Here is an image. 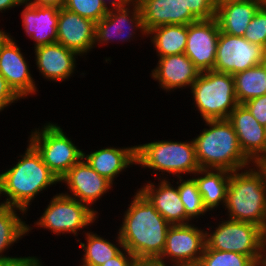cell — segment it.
Listing matches in <instances>:
<instances>
[{
	"mask_svg": "<svg viewBox=\"0 0 266 266\" xmlns=\"http://www.w3.org/2000/svg\"><path fill=\"white\" fill-rule=\"evenodd\" d=\"M84 233L86 244L80 242V247L83 248L85 253L83 254L84 257L81 260L82 265L80 266H101L106 261L115 257L124 247L118 232L116 244L100 237L97 233L89 231Z\"/></svg>",
	"mask_w": 266,
	"mask_h": 266,
	"instance_id": "obj_28",
	"label": "cell"
},
{
	"mask_svg": "<svg viewBox=\"0 0 266 266\" xmlns=\"http://www.w3.org/2000/svg\"><path fill=\"white\" fill-rule=\"evenodd\" d=\"M245 0H213L214 6L217 9L219 6L224 5L226 3H230V2H242Z\"/></svg>",
	"mask_w": 266,
	"mask_h": 266,
	"instance_id": "obj_44",
	"label": "cell"
},
{
	"mask_svg": "<svg viewBox=\"0 0 266 266\" xmlns=\"http://www.w3.org/2000/svg\"><path fill=\"white\" fill-rule=\"evenodd\" d=\"M22 5L23 0H0V12L3 13V11Z\"/></svg>",
	"mask_w": 266,
	"mask_h": 266,
	"instance_id": "obj_41",
	"label": "cell"
},
{
	"mask_svg": "<svg viewBox=\"0 0 266 266\" xmlns=\"http://www.w3.org/2000/svg\"><path fill=\"white\" fill-rule=\"evenodd\" d=\"M23 2L30 5H48L61 8L63 7L65 0H23Z\"/></svg>",
	"mask_w": 266,
	"mask_h": 266,
	"instance_id": "obj_40",
	"label": "cell"
},
{
	"mask_svg": "<svg viewBox=\"0 0 266 266\" xmlns=\"http://www.w3.org/2000/svg\"><path fill=\"white\" fill-rule=\"evenodd\" d=\"M257 0L230 2L216 9V20L221 32L243 36L247 26L259 10Z\"/></svg>",
	"mask_w": 266,
	"mask_h": 266,
	"instance_id": "obj_24",
	"label": "cell"
},
{
	"mask_svg": "<svg viewBox=\"0 0 266 266\" xmlns=\"http://www.w3.org/2000/svg\"><path fill=\"white\" fill-rule=\"evenodd\" d=\"M260 8L266 10V0H257Z\"/></svg>",
	"mask_w": 266,
	"mask_h": 266,
	"instance_id": "obj_47",
	"label": "cell"
},
{
	"mask_svg": "<svg viewBox=\"0 0 266 266\" xmlns=\"http://www.w3.org/2000/svg\"><path fill=\"white\" fill-rule=\"evenodd\" d=\"M83 159L99 174L114 184V179L129 166L137 165L136 145L122 148L106 147L86 154ZM118 175V176H117Z\"/></svg>",
	"mask_w": 266,
	"mask_h": 266,
	"instance_id": "obj_23",
	"label": "cell"
},
{
	"mask_svg": "<svg viewBox=\"0 0 266 266\" xmlns=\"http://www.w3.org/2000/svg\"><path fill=\"white\" fill-rule=\"evenodd\" d=\"M138 29L142 37L147 35L138 3H129L123 8L108 10V13L95 24L94 44L96 46L113 41L128 42L132 36L135 39L134 35Z\"/></svg>",
	"mask_w": 266,
	"mask_h": 266,
	"instance_id": "obj_12",
	"label": "cell"
},
{
	"mask_svg": "<svg viewBox=\"0 0 266 266\" xmlns=\"http://www.w3.org/2000/svg\"><path fill=\"white\" fill-rule=\"evenodd\" d=\"M185 7H188L190 12L198 20L213 19L216 16V8L213 0H181Z\"/></svg>",
	"mask_w": 266,
	"mask_h": 266,
	"instance_id": "obj_34",
	"label": "cell"
},
{
	"mask_svg": "<svg viewBox=\"0 0 266 266\" xmlns=\"http://www.w3.org/2000/svg\"><path fill=\"white\" fill-rule=\"evenodd\" d=\"M0 74L22 99L38 91L26 58L11 35L0 44Z\"/></svg>",
	"mask_w": 266,
	"mask_h": 266,
	"instance_id": "obj_14",
	"label": "cell"
},
{
	"mask_svg": "<svg viewBox=\"0 0 266 266\" xmlns=\"http://www.w3.org/2000/svg\"><path fill=\"white\" fill-rule=\"evenodd\" d=\"M25 6L21 12L26 35L33 39L34 49L57 42V24L60 8L48 5Z\"/></svg>",
	"mask_w": 266,
	"mask_h": 266,
	"instance_id": "obj_19",
	"label": "cell"
},
{
	"mask_svg": "<svg viewBox=\"0 0 266 266\" xmlns=\"http://www.w3.org/2000/svg\"><path fill=\"white\" fill-rule=\"evenodd\" d=\"M97 216L98 212L87 204L59 193L50 200L43 215L34 224L56 235L70 233L77 236L78 230L93 224Z\"/></svg>",
	"mask_w": 266,
	"mask_h": 266,
	"instance_id": "obj_8",
	"label": "cell"
},
{
	"mask_svg": "<svg viewBox=\"0 0 266 266\" xmlns=\"http://www.w3.org/2000/svg\"><path fill=\"white\" fill-rule=\"evenodd\" d=\"M135 266H169V265L159 264L155 261H146V262H137Z\"/></svg>",
	"mask_w": 266,
	"mask_h": 266,
	"instance_id": "obj_45",
	"label": "cell"
},
{
	"mask_svg": "<svg viewBox=\"0 0 266 266\" xmlns=\"http://www.w3.org/2000/svg\"><path fill=\"white\" fill-rule=\"evenodd\" d=\"M255 165L263 172L266 180V155L262 156Z\"/></svg>",
	"mask_w": 266,
	"mask_h": 266,
	"instance_id": "obj_43",
	"label": "cell"
},
{
	"mask_svg": "<svg viewBox=\"0 0 266 266\" xmlns=\"http://www.w3.org/2000/svg\"><path fill=\"white\" fill-rule=\"evenodd\" d=\"M205 246L206 231L201 227H195L193 223L171 225L167 232L164 250L155 262L163 265L169 263V266L199 263Z\"/></svg>",
	"mask_w": 266,
	"mask_h": 266,
	"instance_id": "obj_11",
	"label": "cell"
},
{
	"mask_svg": "<svg viewBox=\"0 0 266 266\" xmlns=\"http://www.w3.org/2000/svg\"><path fill=\"white\" fill-rule=\"evenodd\" d=\"M158 57L184 53L187 41V25L167 24L151 29L147 36Z\"/></svg>",
	"mask_w": 266,
	"mask_h": 266,
	"instance_id": "obj_26",
	"label": "cell"
},
{
	"mask_svg": "<svg viewBox=\"0 0 266 266\" xmlns=\"http://www.w3.org/2000/svg\"><path fill=\"white\" fill-rule=\"evenodd\" d=\"M190 89L195 107L204 121L228 119L239 104L234 77L229 73L214 70L200 72Z\"/></svg>",
	"mask_w": 266,
	"mask_h": 266,
	"instance_id": "obj_6",
	"label": "cell"
},
{
	"mask_svg": "<svg viewBox=\"0 0 266 266\" xmlns=\"http://www.w3.org/2000/svg\"><path fill=\"white\" fill-rule=\"evenodd\" d=\"M20 97L8 85L5 78L0 74V112L10 106L15 101H20Z\"/></svg>",
	"mask_w": 266,
	"mask_h": 266,
	"instance_id": "obj_36",
	"label": "cell"
},
{
	"mask_svg": "<svg viewBox=\"0 0 266 266\" xmlns=\"http://www.w3.org/2000/svg\"><path fill=\"white\" fill-rule=\"evenodd\" d=\"M9 34L3 31V29H0V44L4 41V39L8 36Z\"/></svg>",
	"mask_w": 266,
	"mask_h": 266,
	"instance_id": "obj_46",
	"label": "cell"
},
{
	"mask_svg": "<svg viewBox=\"0 0 266 266\" xmlns=\"http://www.w3.org/2000/svg\"><path fill=\"white\" fill-rule=\"evenodd\" d=\"M255 266H266V230L260 239V247Z\"/></svg>",
	"mask_w": 266,
	"mask_h": 266,
	"instance_id": "obj_39",
	"label": "cell"
},
{
	"mask_svg": "<svg viewBox=\"0 0 266 266\" xmlns=\"http://www.w3.org/2000/svg\"><path fill=\"white\" fill-rule=\"evenodd\" d=\"M137 165L152 169L157 176L161 171L182 177L180 174H195L200 166L196 158L193 139L191 141H154L136 145Z\"/></svg>",
	"mask_w": 266,
	"mask_h": 266,
	"instance_id": "obj_5",
	"label": "cell"
},
{
	"mask_svg": "<svg viewBox=\"0 0 266 266\" xmlns=\"http://www.w3.org/2000/svg\"><path fill=\"white\" fill-rule=\"evenodd\" d=\"M130 3H137L139 0H128Z\"/></svg>",
	"mask_w": 266,
	"mask_h": 266,
	"instance_id": "obj_49",
	"label": "cell"
},
{
	"mask_svg": "<svg viewBox=\"0 0 266 266\" xmlns=\"http://www.w3.org/2000/svg\"><path fill=\"white\" fill-rule=\"evenodd\" d=\"M34 53L39 73L55 82H63L72 77L76 71V58L80 56L58 42L37 47Z\"/></svg>",
	"mask_w": 266,
	"mask_h": 266,
	"instance_id": "obj_21",
	"label": "cell"
},
{
	"mask_svg": "<svg viewBox=\"0 0 266 266\" xmlns=\"http://www.w3.org/2000/svg\"><path fill=\"white\" fill-rule=\"evenodd\" d=\"M63 7L95 23L108 13L102 0H65Z\"/></svg>",
	"mask_w": 266,
	"mask_h": 266,
	"instance_id": "obj_32",
	"label": "cell"
},
{
	"mask_svg": "<svg viewBox=\"0 0 266 266\" xmlns=\"http://www.w3.org/2000/svg\"><path fill=\"white\" fill-rule=\"evenodd\" d=\"M199 264L201 266H255L256 262L250 256L236 252L217 251L206 245Z\"/></svg>",
	"mask_w": 266,
	"mask_h": 266,
	"instance_id": "obj_31",
	"label": "cell"
},
{
	"mask_svg": "<svg viewBox=\"0 0 266 266\" xmlns=\"http://www.w3.org/2000/svg\"><path fill=\"white\" fill-rule=\"evenodd\" d=\"M66 136L56 123H45L42 129L31 131L29 141L40 153L43 162L60 180L83 158V151Z\"/></svg>",
	"mask_w": 266,
	"mask_h": 266,
	"instance_id": "obj_7",
	"label": "cell"
},
{
	"mask_svg": "<svg viewBox=\"0 0 266 266\" xmlns=\"http://www.w3.org/2000/svg\"><path fill=\"white\" fill-rule=\"evenodd\" d=\"M243 105L261 125L266 126V94L253 98Z\"/></svg>",
	"mask_w": 266,
	"mask_h": 266,
	"instance_id": "obj_35",
	"label": "cell"
},
{
	"mask_svg": "<svg viewBox=\"0 0 266 266\" xmlns=\"http://www.w3.org/2000/svg\"><path fill=\"white\" fill-rule=\"evenodd\" d=\"M243 37L249 42L266 49V10L259 8L247 26Z\"/></svg>",
	"mask_w": 266,
	"mask_h": 266,
	"instance_id": "obj_33",
	"label": "cell"
},
{
	"mask_svg": "<svg viewBox=\"0 0 266 266\" xmlns=\"http://www.w3.org/2000/svg\"><path fill=\"white\" fill-rule=\"evenodd\" d=\"M137 259L123 247L115 257L106 261L101 266H135L137 264Z\"/></svg>",
	"mask_w": 266,
	"mask_h": 266,
	"instance_id": "obj_37",
	"label": "cell"
},
{
	"mask_svg": "<svg viewBox=\"0 0 266 266\" xmlns=\"http://www.w3.org/2000/svg\"><path fill=\"white\" fill-rule=\"evenodd\" d=\"M228 120L238 136L243 153L253 164L266 155L265 126L261 125L243 104L236 106Z\"/></svg>",
	"mask_w": 266,
	"mask_h": 266,
	"instance_id": "obj_17",
	"label": "cell"
},
{
	"mask_svg": "<svg viewBox=\"0 0 266 266\" xmlns=\"http://www.w3.org/2000/svg\"><path fill=\"white\" fill-rule=\"evenodd\" d=\"M233 77L239 104L266 94V62L239 72Z\"/></svg>",
	"mask_w": 266,
	"mask_h": 266,
	"instance_id": "obj_29",
	"label": "cell"
},
{
	"mask_svg": "<svg viewBox=\"0 0 266 266\" xmlns=\"http://www.w3.org/2000/svg\"><path fill=\"white\" fill-rule=\"evenodd\" d=\"M17 210L20 214L26 215L23 210L15 207L3 205L0 208V260L11 258L12 256L3 255L4 251L32 230V227L16 213Z\"/></svg>",
	"mask_w": 266,
	"mask_h": 266,
	"instance_id": "obj_27",
	"label": "cell"
},
{
	"mask_svg": "<svg viewBox=\"0 0 266 266\" xmlns=\"http://www.w3.org/2000/svg\"><path fill=\"white\" fill-rule=\"evenodd\" d=\"M170 266H201L199 263H192V264H175Z\"/></svg>",
	"mask_w": 266,
	"mask_h": 266,
	"instance_id": "obj_48",
	"label": "cell"
},
{
	"mask_svg": "<svg viewBox=\"0 0 266 266\" xmlns=\"http://www.w3.org/2000/svg\"><path fill=\"white\" fill-rule=\"evenodd\" d=\"M202 133L193 139L200 169L229 172L250 167L252 161L243 153L236 132L228 119L205 120Z\"/></svg>",
	"mask_w": 266,
	"mask_h": 266,
	"instance_id": "obj_3",
	"label": "cell"
},
{
	"mask_svg": "<svg viewBox=\"0 0 266 266\" xmlns=\"http://www.w3.org/2000/svg\"><path fill=\"white\" fill-rule=\"evenodd\" d=\"M137 3L147 33L167 24L188 25L198 21L181 0H139Z\"/></svg>",
	"mask_w": 266,
	"mask_h": 266,
	"instance_id": "obj_20",
	"label": "cell"
},
{
	"mask_svg": "<svg viewBox=\"0 0 266 266\" xmlns=\"http://www.w3.org/2000/svg\"><path fill=\"white\" fill-rule=\"evenodd\" d=\"M60 182H65L70 191L63 194L87 204L90 208L113 188V183L99 175L83 158L68 170Z\"/></svg>",
	"mask_w": 266,
	"mask_h": 266,
	"instance_id": "obj_15",
	"label": "cell"
},
{
	"mask_svg": "<svg viewBox=\"0 0 266 266\" xmlns=\"http://www.w3.org/2000/svg\"><path fill=\"white\" fill-rule=\"evenodd\" d=\"M24 155L16 165L0 173V196L7 197L1 203L27 213L37 195L56 185L60 180L43 162L40 153L28 142Z\"/></svg>",
	"mask_w": 266,
	"mask_h": 266,
	"instance_id": "obj_2",
	"label": "cell"
},
{
	"mask_svg": "<svg viewBox=\"0 0 266 266\" xmlns=\"http://www.w3.org/2000/svg\"><path fill=\"white\" fill-rule=\"evenodd\" d=\"M220 222L212 232L206 231V245L217 251L250 256L256 262L260 239L265 230L252 223L231 219Z\"/></svg>",
	"mask_w": 266,
	"mask_h": 266,
	"instance_id": "obj_9",
	"label": "cell"
},
{
	"mask_svg": "<svg viewBox=\"0 0 266 266\" xmlns=\"http://www.w3.org/2000/svg\"><path fill=\"white\" fill-rule=\"evenodd\" d=\"M176 184L178 185V193L186 211V224L192 221V219L199 218V216L205 215L208 212L193 177L187 180L179 177Z\"/></svg>",
	"mask_w": 266,
	"mask_h": 266,
	"instance_id": "obj_30",
	"label": "cell"
},
{
	"mask_svg": "<svg viewBox=\"0 0 266 266\" xmlns=\"http://www.w3.org/2000/svg\"><path fill=\"white\" fill-rule=\"evenodd\" d=\"M199 74L200 71L193 62L181 53L159 57L150 75L153 80L158 81L162 90L169 92L177 88L191 87Z\"/></svg>",
	"mask_w": 266,
	"mask_h": 266,
	"instance_id": "obj_18",
	"label": "cell"
},
{
	"mask_svg": "<svg viewBox=\"0 0 266 266\" xmlns=\"http://www.w3.org/2000/svg\"><path fill=\"white\" fill-rule=\"evenodd\" d=\"M95 22L70 12L64 7L59 10L57 42L77 52L81 57L95 48Z\"/></svg>",
	"mask_w": 266,
	"mask_h": 266,
	"instance_id": "obj_16",
	"label": "cell"
},
{
	"mask_svg": "<svg viewBox=\"0 0 266 266\" xmlns=\"http://www.w3.org/2000/svg\"><path fill=\"white\" fill-rule=\"evenodd\" d=\"M157 178L160 180L158 186L149 181L138 190L168 223L171 225L186 224V211L180 199L177 186L174 187L166 177Z\"/></svg>",
	"mask_w": 266,
	"mask_h": 266,
	"instance_id": "obj_22",
	"label": "cell"
},
{
	"mask_svg": "<svg viewBox=\"0 0 266 266\" xmlns=\"http://www.w3.org/2000/svg\"><path fill=\"white\" fill-rule=\"evenodd\" d=\"M224 207L228 219L252 223L266 230V180L255 164L230 173Z\"/></svg>",
	"mask_w": 266,
	"mask_h": 266,
	"instance_id": "obj_4",
	"label": "cell"
},
{
	"mask_svg": "<svg viewBox=\"0 0 266 266\" xmlns=\"http://www.w3.org/2000/svg\"><path fill=\"white\" fill-rule=\"evenodd\" d=\"M128 206L118 229L124 248L138 262L156 261L164 250L171 224L158 213L139 190Z\"/></svg>",
	"mask_w": 266,
	"mask_h": 266,
	"instance_id": "obj_1",
	"label": "cell"
},
{
	"mask_svg": "<svg viewBox=\"0 0 266 266\" xmlns=\"http://www.w3.org/2000/svg\"><path fill=\"white\" fill-rule=\"evenodd\" d=\"M102 2L108 10L123 8L130 3L128 0H102ZM107 4H111V7H108Z\"/></svg>",
	"mask_w": 266,
	"mask_h": 266,
	"instance_id": "obj_42",
	"label": "cell"
},
{
	"mask_svg": "<svg viewBox=\"0 0 266 266\" xmlns=\"http://www.w3.org/2000/svg\"><path fill=\"white\" fill-rule=\"evenodd\" d=\"M266 62V49L246 40L220 31L214 71L232 76Z\"/></svg>",
	"mask_w": 266,
	"mask_h": 266,
	"instance_id": "obj_10",
	"label": "cell"
},
{
	"mask_svg": "<svg viewBox=\"0 0 266 266\" xmlns=\"http://www.w3.org/2000/svg\"><path fill=\"white\" fill-rule=\"evenodd\" d=\"M230 173L227 170L199 169L194 174L193 178L207 211H213L221 204L225 205Z\"/></svg>",
	"mask_w": 266,
	"mask_h": 266,
	"instance_id": "obj_25",
	"label": "cell"
},
{
	"mask_svg": "<svg viewBox=\"0 0 266 266\" xmlns=\"http://www.w3.org/2000/svg\"><path fill=\"white\" fill-rule=\"evenodd\" d=\"M0 266H43L36 256L11 257L0 260Z\"/></svg>",
	"mask_w": 266,
	"mask_h": 266,
	"instance_id": "obj_38",
	"label": "cell"
},
{
	"mask_svg": "<svg viewBox=\"0 0 266 266\" xmlns=\"http://www.w3.org/2000/svg\"><path fill=\"white\" fill-rule=\"evenodd\" d=\"M220 34L216 18L198 20L187 25V41L184 54L200 71L213 70Z\"/></svg>",
	"mask_w": 266,
	"mask_h": 266,
	"instance_id": "obj_13",
	"label": "cell"
}]
</instances>
